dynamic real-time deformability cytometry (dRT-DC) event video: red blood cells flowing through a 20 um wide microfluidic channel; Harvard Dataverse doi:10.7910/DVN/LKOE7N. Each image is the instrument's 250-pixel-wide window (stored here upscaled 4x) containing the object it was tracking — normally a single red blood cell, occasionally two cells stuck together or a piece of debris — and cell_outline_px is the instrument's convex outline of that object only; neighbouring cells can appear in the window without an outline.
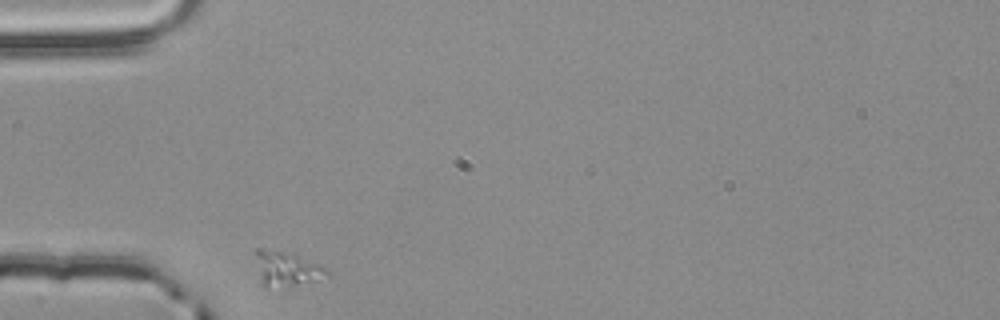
{"species": "common noctule bat (a hibernating species)", "species_latin": "Nyctalus noctula", "temperature_condition": "room temperature", "stored_images_in_passage": 3, "camera_frame_rate_fps": 3000, "um_per_image_px": 0.085, "animal": {"sex": "male", "body_mass_g": 20.4}, "frame": {"image": 1, "passage_image": 1, "time_ms": 0.0, "image_size_px": [1000, 320], "cell_outline_px": [[332, 272], [328, 276], [316, 280], [292, 284], [264, 288], [260, 276], [256, 256], [256, 248], [264, 248], [296, 256], [324, 268]], "centroid_in_image_um": [24.33, 22.85], "position_along_channel_um": 60.7, "area_um2": 13.41}}